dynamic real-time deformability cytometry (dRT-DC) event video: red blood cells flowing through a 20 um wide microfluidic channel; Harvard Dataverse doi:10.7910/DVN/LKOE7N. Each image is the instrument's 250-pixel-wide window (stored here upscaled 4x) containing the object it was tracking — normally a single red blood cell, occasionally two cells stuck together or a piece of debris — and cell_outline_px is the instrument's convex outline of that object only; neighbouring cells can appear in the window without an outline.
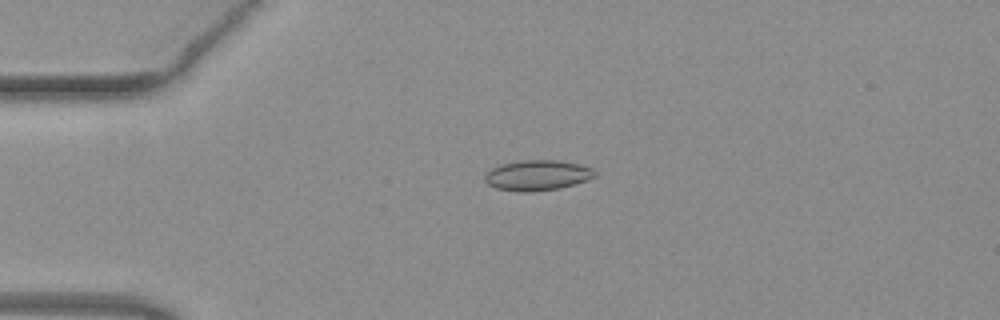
{"species": "common noctule bat (a hibernating species)", "species_latin": "Nyctalus noctula", "temperature_condition": "warm", "stored_images_in_passage": 41, "camera_frame_rate_fps": 3000, "um_per_image_px": 0.085, "animal": {"sex": "female", "body_mass_g": 19.3, "forearm_length_mm": 54.1}, "frame": {"image": 1, "passage_image": 2, "time_ms": 0.333, "image_size_px": [1000, 320], "cell_outline_px": [[596, 176], [588, 180], [576, 184], [560, 188], [532, 192], [520, 192], [496, 188], [488, 184], [484, 180], [484, 176], [492, 168], [500, 164], [520, 160], [556, 160], [580, 164], [592, 168], [596, 172]], "centroid_in_image_um": [45.69, 14.9], "position_along_channel_um": 39.3, "area_um2": 19.65}}
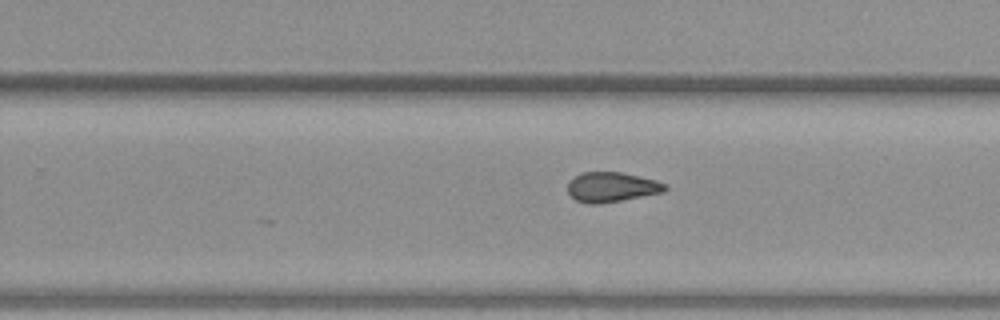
{"frame": {"image": 2, "passage_image": 22, "time_ms": 7.0, "image_size_px": [1000, 320], "cell_outline_px": [[668, 188], [664, 192], [600, 204], [588, 204], [576, 200], [568, 192], [568, 180], [584, 172], [620, 172], [656, 180], [664, 184]], "centroid_in_image_um": [51.97, 15.9], "position_along_channel_um": 277.8, "area_um2": 16.82}}
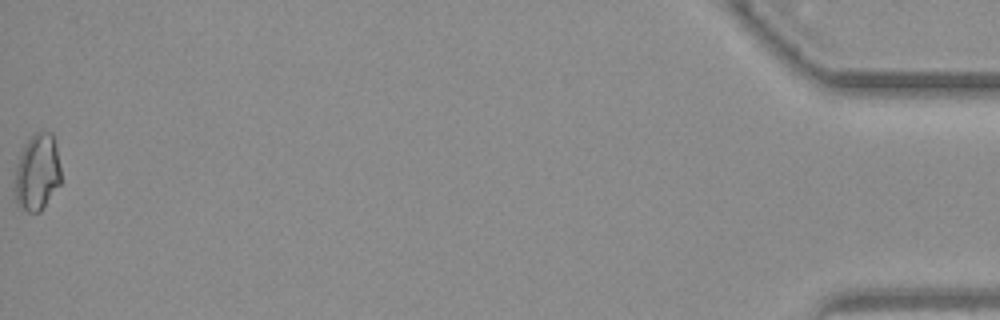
{"frame": {"image": 3, "passage_image": 41, "time_ms": 13.333, "image_size_px": [1000, 320], "cell_outline_px": [[60, 184], [40, 212], [28, 212], [16, 200], [16, 168], [20, 152], [28, 140], [36, 132], [52, 132], [56, 148], [60, 168]], "centroid_in_image_um": [3.18, 14.63], "position_along_channel_um": 432.0, "area_um2": 20.06}, "authors_computed_cell_mechanics": {"area_um2": 17.5134, "velocity_mm_per_s": 4.0568, "shape_relaxation_time_tau1_ms": null, "shape_relaxation_time_tau2_ms": 2.4015, "deformation_change_tau1": null, "deformation_change_tau2": 0.0746}}